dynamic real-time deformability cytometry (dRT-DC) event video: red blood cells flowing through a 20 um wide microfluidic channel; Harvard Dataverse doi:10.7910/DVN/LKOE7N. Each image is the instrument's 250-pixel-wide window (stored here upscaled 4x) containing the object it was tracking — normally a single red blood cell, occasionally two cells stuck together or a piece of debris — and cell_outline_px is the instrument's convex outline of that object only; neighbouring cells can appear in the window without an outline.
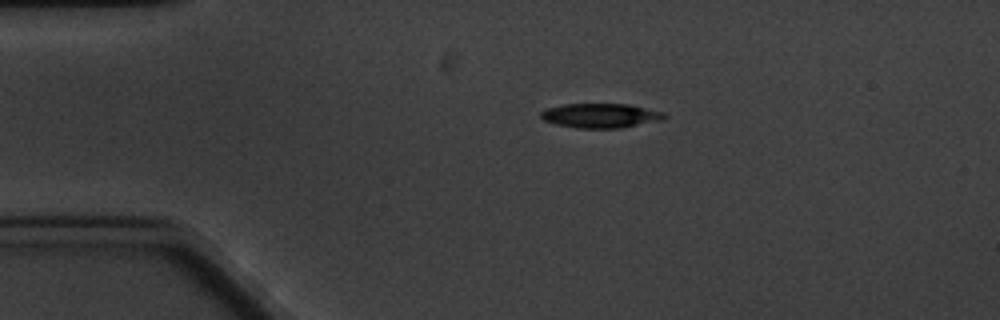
{"species": "common noctule bat (a hibernating species)", "species_latin": "Nyctalus noctula", "temperature_condition": "cold", "stored_images_in_passage": 3, "camera_frame_rate_fps": 3000, "um_per_image_px": 0.085, "animal": {"sex": "male", "body_mass_g": 20.1, "forearm_length_mm": 53.5}, "frame": {"image": 1, "passage_image": 1, "time_ms": 0.0, "image_size_px": [1000, 320], "cell_outline_px": [[668, 116], [664, 120], [620, 128], [576, 128], [556, 124], [544, 120], [540, 116], [540, 112], [544, 108], [564, 104], [628, 104], [664, 112]], "centroid_in_image_um": [51.06, 9.83], "position_along_channel_um": 33.9, "area_um2": 17.74}}